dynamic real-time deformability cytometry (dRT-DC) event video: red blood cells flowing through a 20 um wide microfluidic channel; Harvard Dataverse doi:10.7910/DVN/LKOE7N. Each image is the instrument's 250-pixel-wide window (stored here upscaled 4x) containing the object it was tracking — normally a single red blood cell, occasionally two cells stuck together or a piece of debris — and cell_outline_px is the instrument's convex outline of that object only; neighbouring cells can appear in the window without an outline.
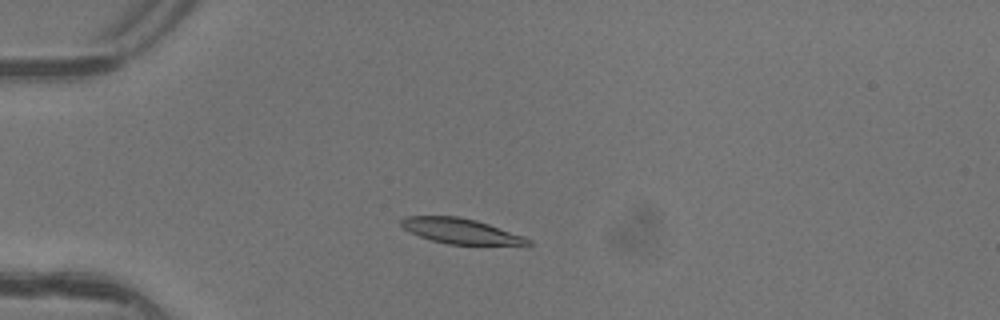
{"species": "common noctule bat (a hibernating species)", "species_latin": "Nyctalus noctula", "temperature_condition": "warm", "stored_images_in_passage": 3, "camera_frame_rate_fps": 3000, "um_per_image_px": 0.085, "animal": {"sex": "female"}, "frame": {"image": 1, "passage_image": 3, "time_ms": 0.667, "image_size_px": [1000, 320], "cell_outline_px": [[532, 244], [448, 244], [432, 240], [420, 236], [404, 228], [400, 224], [400, 220], [404, 216], [456, 216], [476, 220], [524, 236], [532, 240]], "centroid_in_image_um": [39.13, 19.62], "position_along_channel_um": 45.9, "area_um2": 18.26}}